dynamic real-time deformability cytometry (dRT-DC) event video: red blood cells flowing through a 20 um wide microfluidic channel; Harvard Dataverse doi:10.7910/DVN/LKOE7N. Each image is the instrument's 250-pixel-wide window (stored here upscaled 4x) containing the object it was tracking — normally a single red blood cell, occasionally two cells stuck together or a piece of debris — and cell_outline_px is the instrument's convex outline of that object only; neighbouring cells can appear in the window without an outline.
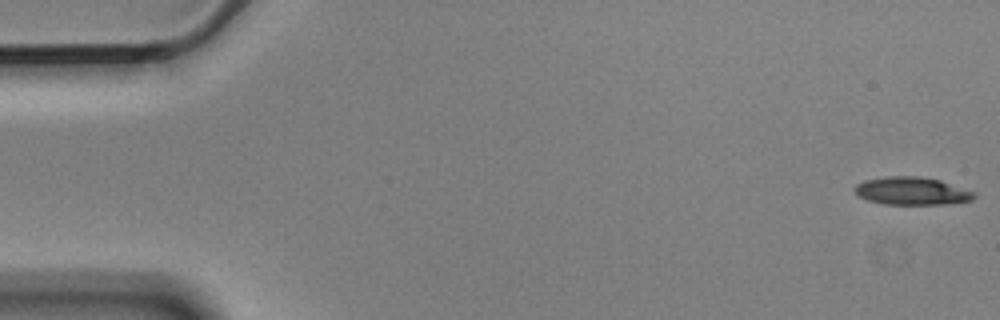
{"species": "Egyptian fruit bat (a non-hibernating species)", "species_latin": "Rousettus aegyptiacus", "temperature_condition": "cold", "stored_images_in_passage": 15, "camera_frame_rate_fps": 3000, "um_per_image_px": 0.085, "animal": {"sex": "male"}, "frame": {"image": 1, "passage_image": 1, "time_ms": 0.0, "image_size_px": [1000, 320], "cell_outline_px": [[976, 196], [972, 200], [948, 204], [884, 204], [868, 200], [860, 196], [852, 188], [856, 184], [864, 180], [888, 176], [920, 176], [940, 180], [976, 192]], "centroid_in_image_um": [77.52, 16.23], "position_along_channel_um": 7.5, "area_um2": 19.42}}
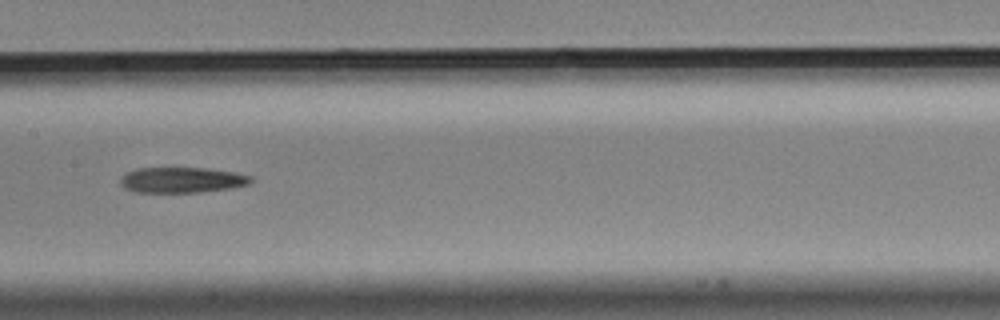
{"frame": {"image": 2, "passage_image": 8, "time_ms": 2.333, "image_size_px": [1000, 320], "cell_outline_px": [[252, 180], [248, 184], [232, 188], [204, 192], [136, 192], [124, 188], [120, 184], [120, 176], [136, 168], [204, 168], [232, 172], [252, 176]], "centroid_in_image_um": [15.43, 15.3], "position_along_channel_um": 192.0, "area_um2": 19.42}}
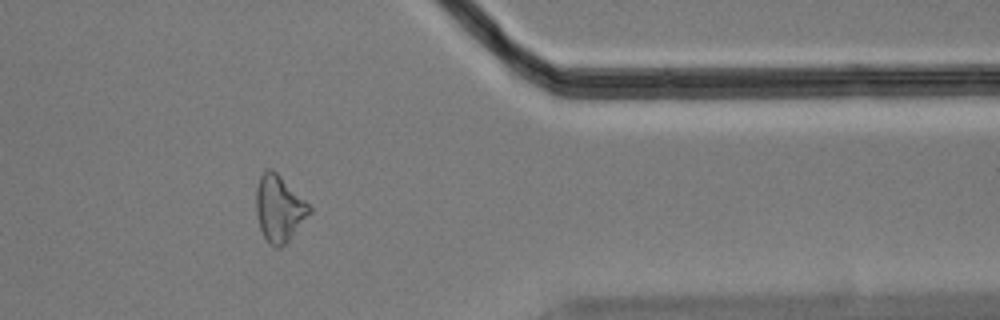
{"frame": {"image": 3, "passage_image": 13, "time_ms": 4.0, "image_size_px": [1000, 320], "cell_outline_px": [[312, 212], [288, 240], [280, 248], [272, 248], [268, 244], [260, 228], [256, 212], [256, 188], [260, 176], [264, 168], [272, 168], [312, 208]], "centroid_in_image_um": [23.7, 17.73], "position_along_channel_um": 387.7, "area_um2": 20.46}}